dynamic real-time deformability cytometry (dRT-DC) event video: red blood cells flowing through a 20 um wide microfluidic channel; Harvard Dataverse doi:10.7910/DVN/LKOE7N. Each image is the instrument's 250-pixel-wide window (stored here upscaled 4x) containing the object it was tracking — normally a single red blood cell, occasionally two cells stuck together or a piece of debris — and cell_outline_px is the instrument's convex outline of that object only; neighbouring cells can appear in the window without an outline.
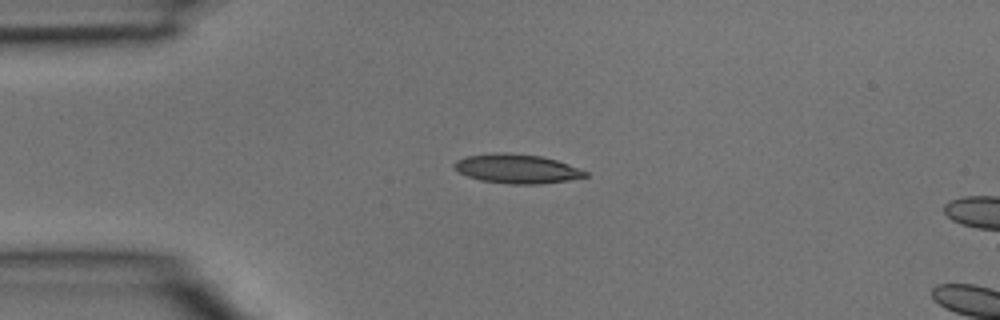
{"species": "common noctule bat (a hibernating species)", "species_latin": "Nyctalus noctula", "temperature_condition": "room temperature", "stored_images_in_passage": 2, "camera_frame_rate_fps": 3000, "um_per_image_px": 0.085, "animal": {"sex": "male", "body_mass_g": 15.6}, "frame": {"image": 1, "passage_image": 1, "time_ms": 0.0, "image_size_px": [1000, 320], "cell_outline_px": [[588, 176], [568, 180], [536, 184], [512, 184], [480, 180], [468, 176], [460, 172], [452, 164], [456, 160], [468, 156], [500, 152], [504, 152], [540, 156], [556, 160], [568, 164], [588, 172]], "centroid_in_image_um": [43.94, 14.34], "position_along_channel_um": 41.1, "area_um2": 21.96}}